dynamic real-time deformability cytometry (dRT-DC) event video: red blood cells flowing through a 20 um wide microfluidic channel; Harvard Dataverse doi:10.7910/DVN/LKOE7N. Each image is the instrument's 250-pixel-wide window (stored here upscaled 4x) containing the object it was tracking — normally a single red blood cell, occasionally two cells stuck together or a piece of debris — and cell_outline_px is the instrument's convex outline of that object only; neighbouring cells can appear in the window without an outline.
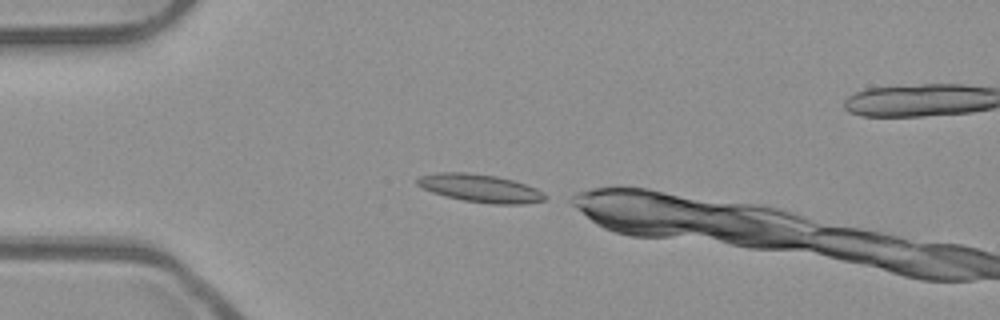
{"species": "common noctule bat (a hibernating species)", "species_latin": "Nyctalus noctula", "temperature_condition": "room temperature", "stored_images_in_passage": 4, "camera_frame_rate_fps": 3000, "um_per_image_px": 0.085, "animal": {"sex": "male", "body_mass_g": 23.1, "forearm_length_mm": 52.7}, "frame": {"image": 1, "passage_image": 1, "time_ms": 0.0, "image_size_px": [1000, 320], "cell_outline_px": [[548, 196], [544, 200], [524, 204], [492, 204], [464, 200], [444, 196], [432, 192], [416, 184], [416, 176], [436, 172], [464, 172], [496, 176], [512, 180], [536, 188]], "centroid_in_image_um": [40.78, 15.99], "position_along_channel_um": 44.2, "area_um2": 20.81}}